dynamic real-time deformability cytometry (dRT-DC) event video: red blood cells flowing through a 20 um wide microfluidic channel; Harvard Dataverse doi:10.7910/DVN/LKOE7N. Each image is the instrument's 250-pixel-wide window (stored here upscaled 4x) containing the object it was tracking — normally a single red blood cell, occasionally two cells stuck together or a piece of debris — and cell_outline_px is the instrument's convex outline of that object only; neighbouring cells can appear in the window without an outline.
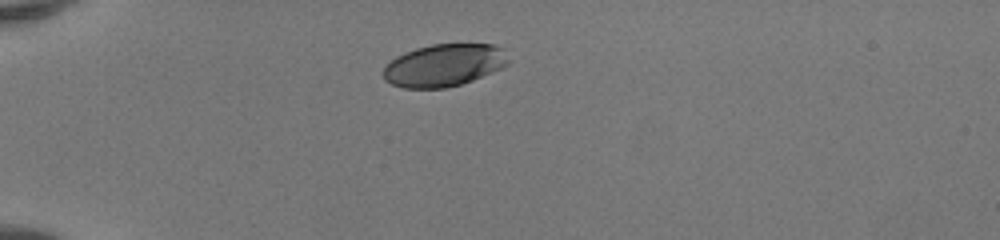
{"species": "human", "species_latin": "Homo sapiens", "temperature_condition": "room temperature", "stored_images_in_passage": 37, "camera_frame_rate_fps": 3000, "um_per_image_px": 0.085, "donor": {"sex": "female"}, "frame": {"image": 1, "passage_image": 1, "time_ms": 0.0, "image_size_px": [1000, 240], "cell_outline_px": [[512, 60], [508, 64], [500, 68], [472, 80], [460, 84], [444, 88], [404, 88], [392, 84], [384, 80], [384, 68], [396, 56], [404, 52], [416, 48], [432, 44], [496, 44], [504, 48]], "centroid_in_image_um": [37.78, 5.53], "position_along_channel_um": 47.2, "area_um2": 30.98}}
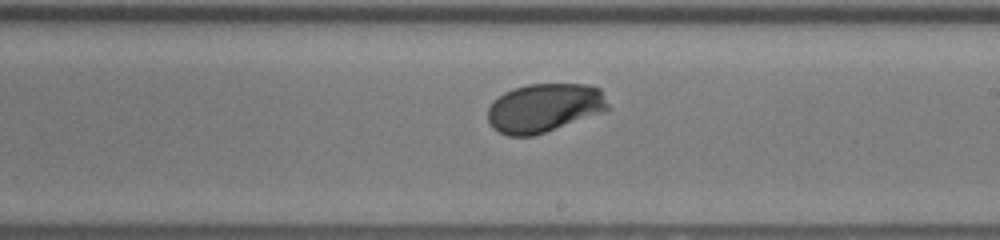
{"frame": {"image": 2, "passage_image": 18, "time_ms": 5.667, "image_size_px": [1000, 240], "cell_outline_px": [[612, 108], [604, 112], [532, 136], [508, 136], [492, 128], [488, 120], [488, 108], [492, 100], [504, 92], [512, 88], [528, 84], [588, 84], [600, 88]], "centroid_in_image_um": [46.27, 9.15], "position_along_channel_um": 242.7, "area_um2": 34.45}}
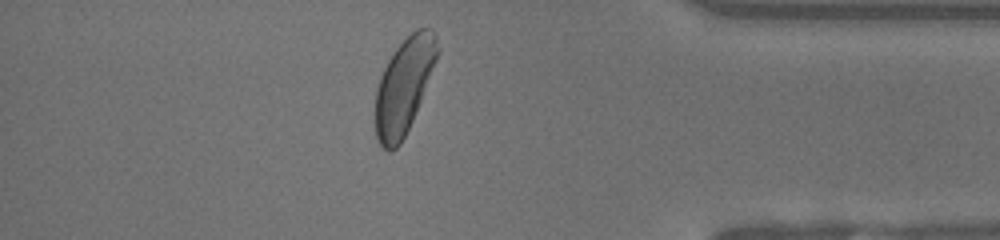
{"frame": {"image": 3, "passage_image": 31, "time_ms": 10.0, "image_size_px": [1000, 240], "cell_outline_px": [[440, 52], [412, 120], [400, 144], [392, 152], [388, 152], [380, 144], [376, 136], [372, 120], [376, 88], [380, 76], [388, 60], [396, 48], [416, 28], [428, 28], [436, 36], [440, 48]], "centroid_in_image_um": [34.29, 7.34], "position_along_channel_um": 400.9, "area_um2": 34.68}, "authors_computed_cell_mechanics": {"area_um2": 34.0442, "velocity_mm_per_s": 4.1348, "shape_relaxation_time_tau1_ms": 1.3088, "shape_relaxation_time_tau2_ms": null, "deformation_change_tau1": 0.0967, "deformation_change_tau2": null}}